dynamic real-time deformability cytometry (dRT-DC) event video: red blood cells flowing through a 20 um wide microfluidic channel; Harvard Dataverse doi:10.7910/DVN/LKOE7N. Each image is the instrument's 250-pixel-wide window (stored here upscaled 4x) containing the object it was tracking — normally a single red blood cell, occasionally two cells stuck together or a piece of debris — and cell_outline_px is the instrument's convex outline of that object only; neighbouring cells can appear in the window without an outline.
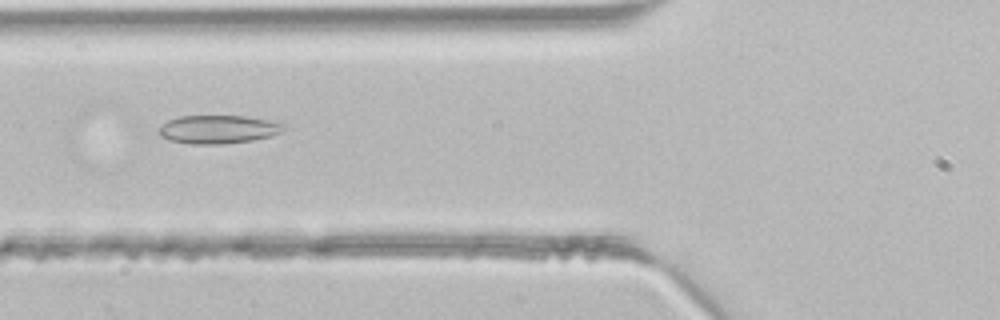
{"species": "common noctule bat (a hibernating species)", "species_latin": "Nyctalus noctula", "temperature_condition": "room temperature", "stored_images_in_passage": 4, "camera_frame_rate_fps": 3000, "um_per_image_px": 0.085, "animal": {"sex": "male", "body_mass_g": 21.5, "forearm_length_mm": 52.0}, "frame": {"image": 1, "passage_image": 4, "time_ms": 1.0, "image_size_px": [1000, 320], "cell_outline_px": [[284, 128], [280, 132], [268, 136], [252, 140], [220, 144], [192, 144], [172, 140], [160, 136], [160, 128], [168, 120], [180, 116], [244, 116], [268, 120], [284, 124]], "centroid_in_image_um": [18.54, 10.99], "position_along_channel_um": 107.3, "area_um2": 20.17}}